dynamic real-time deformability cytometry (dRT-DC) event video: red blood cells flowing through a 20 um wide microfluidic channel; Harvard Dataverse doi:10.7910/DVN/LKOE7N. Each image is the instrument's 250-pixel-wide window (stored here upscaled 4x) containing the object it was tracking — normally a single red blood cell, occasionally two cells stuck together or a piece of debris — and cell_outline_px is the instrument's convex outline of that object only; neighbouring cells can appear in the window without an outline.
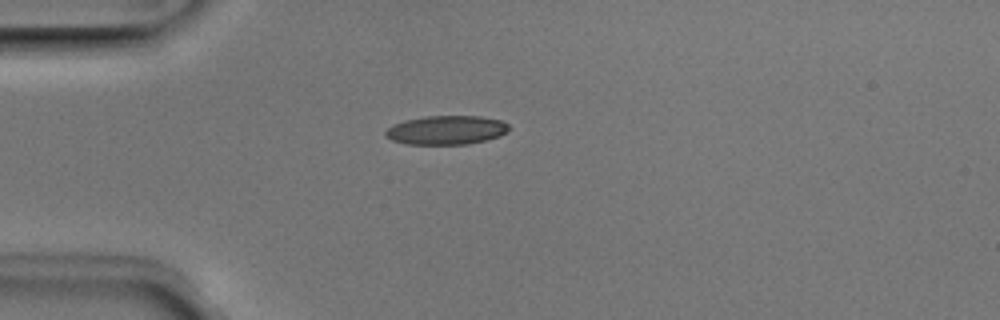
{"species": "Egyptian fruit bat (a non-hibernating species)", "species_latin": "Rousettus aegyptiacus", "temperature_condition": "room temperature", "stored_images_in_passage": 38, "camera_frame_rate_fps": 3000, "um_per_image_px": 0.085, "animal": {"sex": "male"}, "frame": {"image": 1, "passage_image": 1, "time_ms": 0.0, "image_size_px": [1000, 320], "cell_outline_px": [[512, 128], [508, 132], [500, 136], [468, 144], [408, 144], [392, 140], [384, 136], [384, 132], [388, 128], [404, 120], [424, 116], [480, 116], [500, 120], [508, 124]], "centroid_in_image_um": [37.96, 11.05], "position_along_channel_um": 47.0, "area_um2": 20.87}}
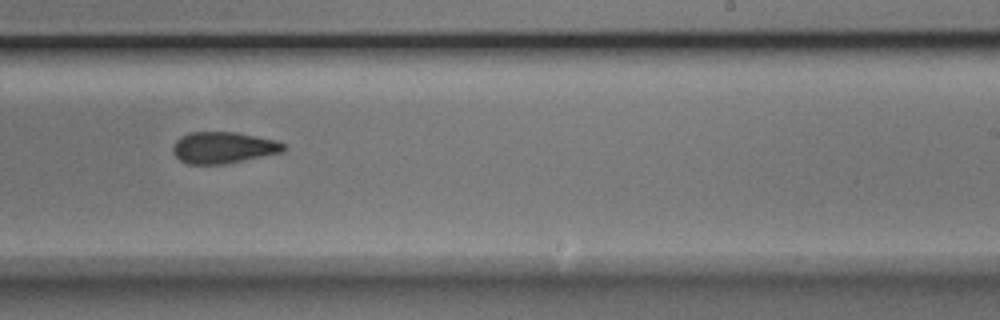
{"frame": {"image": 2, "passage_image": 19, "time_ms": 6.0, "image_size_px": [1000, 320], "cell_outline_px": [[284, 152], [224, 164], [188, 164], [180, 160], [172, 152], [172, 148], [176, 140], [180, 136], [188, 132], [236, 132], [276, 140], [284, 144]], "centroid_in_image_um": [18.96, 12.54], "position_along_channel_um": 270.0, "area_um2": 20.35}}
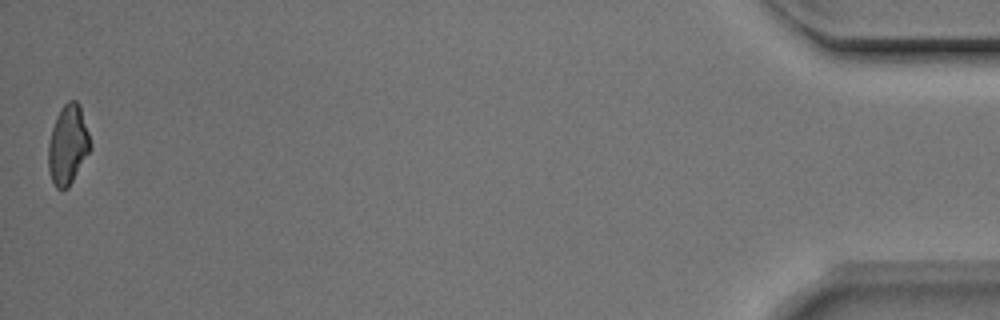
{"frame": {"image": 3, "passage_image": 38, "time_ms": 12.333, "image_size_px": [1000, 320], "cell_outline_px": [[92, 148], [68, 188], [56, 188], [52, 180], [48, 168], [48, 144], [52, 128], [56, 116], [64, 104], [68, 100], [76, 100], [80, 104], [92, 144]], "centroid_in_image_um": [5.79, 12.28], "position_along_channel_um": 429.4, "area_um2": 19.54}, "authors_computed_cell_mechanics": {"area_um2": 20.5768, "velocity_mm_per_s": 3.9957, "shape_relaxation_time_tau1_ms": 3.7686, "shape_relaxation_time_tau2_ms": 3.4666, "deformation_change_tau1": 0.1132, "deformation_change_tau2": 0.1017}}